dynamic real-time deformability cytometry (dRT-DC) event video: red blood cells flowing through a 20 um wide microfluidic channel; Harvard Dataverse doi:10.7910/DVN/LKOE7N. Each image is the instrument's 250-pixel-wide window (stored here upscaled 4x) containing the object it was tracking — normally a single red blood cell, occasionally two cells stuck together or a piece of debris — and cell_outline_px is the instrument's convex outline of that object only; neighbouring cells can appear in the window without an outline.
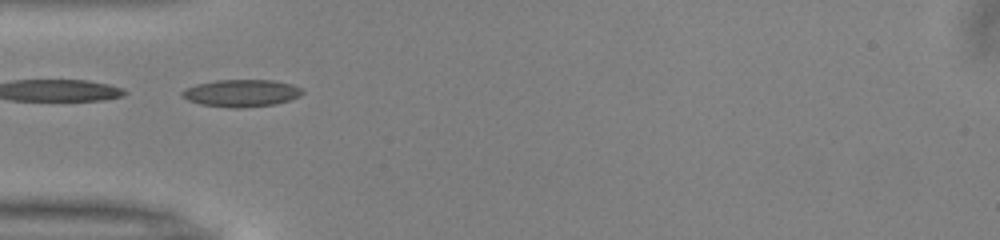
{"species": "common noctule bat (a hibernating species)", "species_latin": "Nyctalus noctula", "temperature_condition": "warm", "stored_images_in_passage": 28, "camera_frame_rate_fps": 3000, "um_per_image_px": 0.085, "animal": {"sex": "male", "body_mass_g": 13.0, "forearm_length_mm": 53.1}, "frame": {"image": 1, "passage_image": 1, "time_ms": 0.0, "image_size_px": [1000, 240], "cell_outline_px": [[304, 92], [300, 96], [276, 104], [240, 108], [228, 108], [200, 104], [188, 100], [180, 96], [180, 92], [184, 88], [196, 84], [216, 80], [272, 80], [292, 84], [300, 88]], "centroid_in_image_um": [20.47, 7.92], "position_along_channel_um": 64.5, "area_um2": 19.25}, "authors_computed_cell_mechanics": {"area_um2": 17.3978, "velocity_mm_per_s": 4.0166, "shape_relaxation_time_tau1_ms": null, "shape_relaxation_time_tau2_ms": 1.5863, "deformation_change_tau1": null, "deformation_change_tau2": 0.0932}}